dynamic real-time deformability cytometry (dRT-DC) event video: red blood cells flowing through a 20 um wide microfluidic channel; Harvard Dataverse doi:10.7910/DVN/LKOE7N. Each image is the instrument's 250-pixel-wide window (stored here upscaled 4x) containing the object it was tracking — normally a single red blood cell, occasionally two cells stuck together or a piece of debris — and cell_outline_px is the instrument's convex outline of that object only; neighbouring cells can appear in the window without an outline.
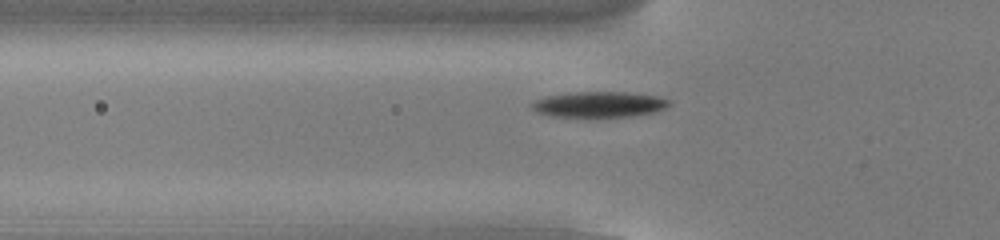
{"species": "common noctule bat (a hibernating species)", "species_latin": "Nyctalus noctula", "temperature_condition": "cold", "stored_images_in_passage": 49, "camera_frame_rate_fps": 3000, "um_per_image_px": 0.085, "animal": {"sex": "male", "body_mass_g": 13.0, "forearm_length_mm": 53.1}, "frame": {"image": 1, "passage_image": 13, "time_ms": 4.0, "image_size_px": [1000, 240], "cell_outline_px": [[672, 104], [656, 112], [632, 116], [596, 120], [592, 120], [552, 116], [536, 112], [528, 104], [532, 100], [548, 96], [576, 92], [624, 92], [656, 96], [668, 100]], "centroid_in_image_um": [50.86, 8.93], "position_along_channel_um": 74.9, "area_um2": 21.56}}
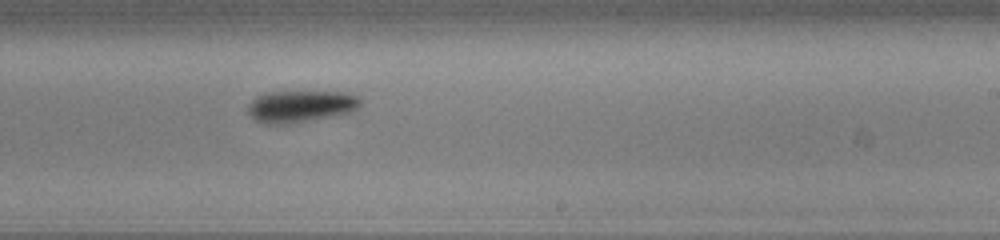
{"frame": {"image": 2, "passage_image": 28, "time_ms": 9.0, "image_size_px": [1000, 240], "cell_outline_px": [[360, 104], [352, 112], [288, 124], [264, 124], [256, 120], [248, 112], [248, 104], [256, 96], [264, 92], [344, 92], [356, 96], [360, 100]], "centroid_in_image_um": [25.51, 9.03], "position_along_channel_um": 263.5, "area_um2": 20.69}}
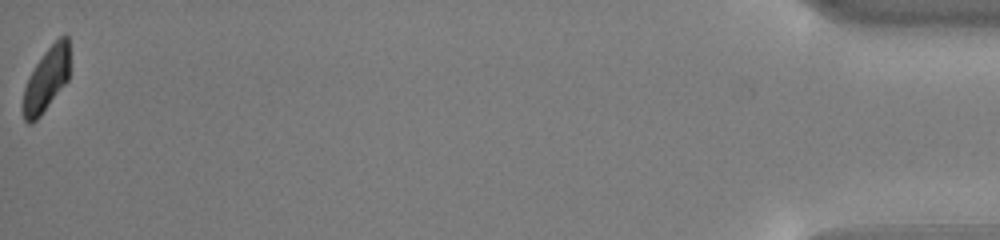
{"frame": {"image": 3, "passage_image": 49, "time_ms": 16.0, "image_size_px": [1000, 240], "cell_outline_px": [[68, 80], [40, 116], [32, 124], [28, 124], [24, 120], [24, 88], [36, 64], [44, 52], [60, 36], [68, 36]], "centroid_in_image_um": [3.94, 6.77], "position_along_channel_um": 431.3, "area_um2": 16.76}, "authors_computed_cell_mechanics": {"area_um2": 19.9988, "velocity_mm_per_s": 3.7748, "shape_relaxation_time_tau1_ms": 5.4653, "shape_relaxation_time_tau2_ms": 7.9535, "deformation_change_tau1": 0.2169, "deformation_change_tau2": 0.1221}}